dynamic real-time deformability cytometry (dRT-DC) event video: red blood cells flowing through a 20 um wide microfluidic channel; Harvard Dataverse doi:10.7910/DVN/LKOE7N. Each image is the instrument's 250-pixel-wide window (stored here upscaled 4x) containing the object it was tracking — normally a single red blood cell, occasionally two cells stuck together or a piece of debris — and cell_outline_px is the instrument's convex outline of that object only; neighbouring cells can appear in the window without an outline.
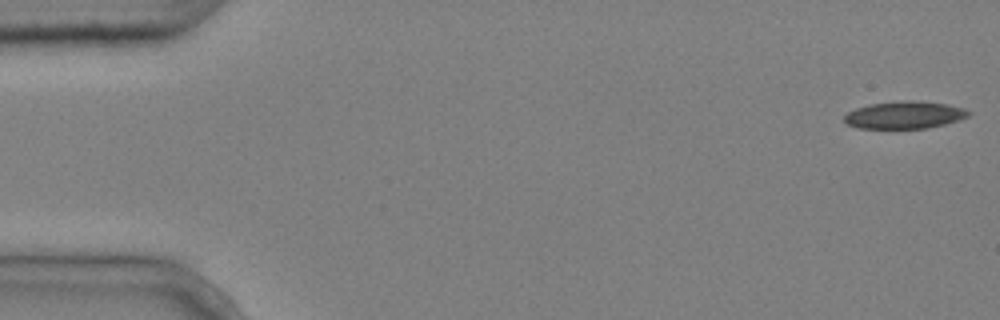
{"species": "common noctule bat (a hibernating species)", "species_latin": "Nyctalus noctula", "temperature_condition": "cold", "stored_images_in_passage": 4, "camera_frame_rate_fps": 3000, "um_per_image_px": 0.085, "animal": {"sex": "male", "body_mass_g": 20.4}, "frame": {"image": 1, "passage_image": 1, "time_ms": 0.0, "image_size_px": [1000, 320], "cell_outline_px": [[972, 112], [968, 116], [960, 120], [928, 128], [856, 128], [848, 124], [844, 120], [844, 116], [848, 112], [856, 108], [868, 104], [908, 100], [912, 100], [948, 104], [964, 108]], "centroid_in_image_um": [76.9, 9.77], "position_along_channel_um": 8.1, "area_um2": 19.83}}
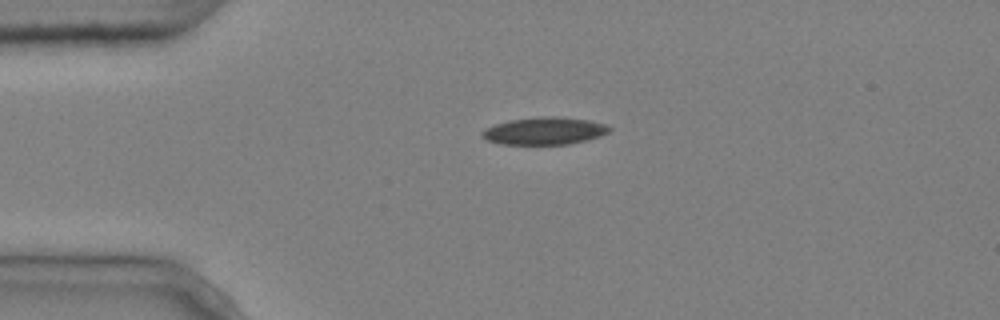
{"frame": {"image": 2, "passage_image": 2, "time_ms": 0.333, "image_size_px": [1000, 320], "cell_outline_px": [[612, 128], [608, 132], [600, 136], [588, 140], [568, 144], [500, 144], [484, 140], [480, 136], [480, 132], [484, 128], [508, 120], [540, 116], [556, 116], [588, 120], [604, 124]], "centroid_in_image_um": [46.22, 11.13], "position_along_channel_um": 38.8, "area_um2": 20.52}}